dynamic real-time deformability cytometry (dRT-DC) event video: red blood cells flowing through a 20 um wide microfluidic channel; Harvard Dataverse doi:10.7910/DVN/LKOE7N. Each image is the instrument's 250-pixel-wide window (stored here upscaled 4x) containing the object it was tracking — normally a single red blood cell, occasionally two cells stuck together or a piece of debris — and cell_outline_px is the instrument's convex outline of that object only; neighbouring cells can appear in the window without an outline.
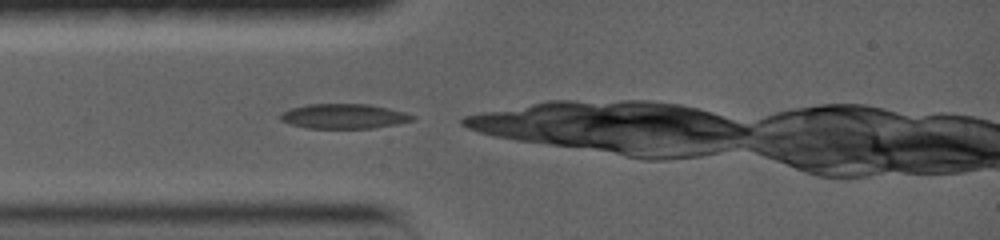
{"species": "common noctule bat (a hibernating species)", "species_latin": "Nyctalus noctula", "temperature_condition": "warm", "stored_images_in_passage": 68, "camera_frame_rate_fps": 5000, "um_per_image_px": 0.085, "animal": {"sex": "female", "body_mass_g": 19.0, "forearm_length_mm": 56.7}, "frame": {"image": 1, "passage_image": 1, "time_ms": 0.0, "image_size_px": [1000, 240], "cell_outline_px": [[416, 120], [396, 124], [372, 128], [308, 128], [288, 124], [280, 120], [280, 112], [288, 108], [308, 104], [368, 104], [388, 108], [404, 112], [416, 116]], "centroid_in_image_um": [29.19, 9.88], "position_along_channel_um": 55.8, "area_um2": 19.25}}
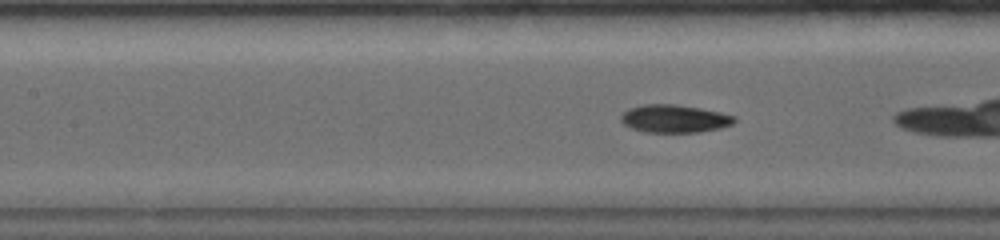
{"frame": {"image": 2, "passage_image": 13, "time_ms": 2.6, "image_size_px": [1000, 240], "cell_outline_px": [[736, 120], [732, 124], [720, 128], [700, 132], [644, 132], [632, 128], [624, 124], [620, 120], [620, 116], [628, 108], [644, 104], [676, 104], [700, 108], [720, 112], [736, 116]], "centroid_in_image_um": [57.32, 10.08], "position_along_channel_um": 150.1, "area_um2": 18.5}}
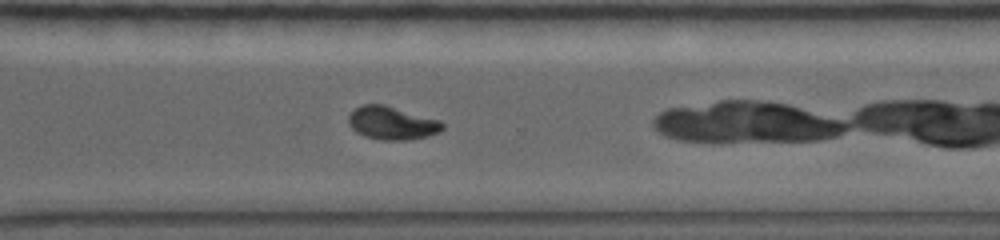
{"frame": {"image": 3, "passage_image": 37, "time_ms": 7.8, "image_size_px": [1000, 240], "cell_outline_px": [[444, 128], [440, 132], [428, 136], [404, 140], [380, 140], [364, 136], [356, 132], [348, 124], [348, 116], [356, 108], [364, 104], [384, 104], [440, 120], [444, 124]], "centroid_in_image_um": [33.32, 10.46], "position_along_channel_um": 337.3, "area_um2": 18.21}}